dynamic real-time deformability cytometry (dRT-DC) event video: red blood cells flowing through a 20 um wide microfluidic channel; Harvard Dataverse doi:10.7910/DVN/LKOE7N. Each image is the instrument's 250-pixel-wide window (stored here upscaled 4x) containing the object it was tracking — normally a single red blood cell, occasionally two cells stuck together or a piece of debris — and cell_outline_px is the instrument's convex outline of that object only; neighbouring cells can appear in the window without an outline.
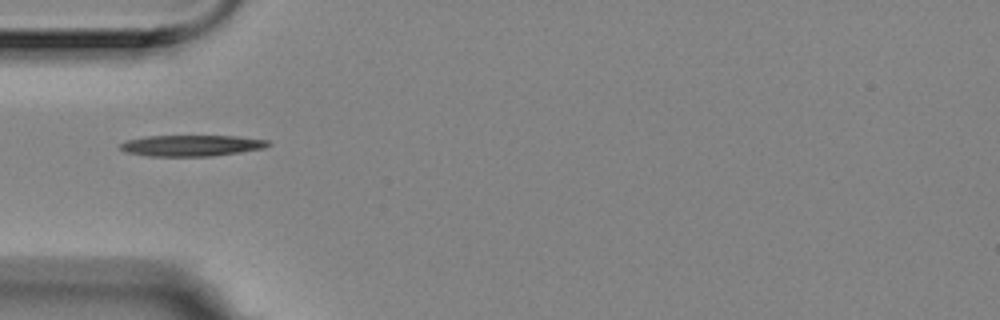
{"species": "Egyptian fruit bat (a non-hibernating species)", "species_latin": "Rousettus aegyptiacus", "temperature_condition": "room temperature", "stored_images_in_passage": 29, "camera_frame_rate_fps": 3000, "um_per_image_px": 0.085, "animal": {"sex": "female"}, "frame": {"image": 1, "passage_image": 1, "time_ms": 0.0, "image_size_px": [1000, 320], "cell_outline_px": [[272, 144], [264, 148], [240, 152], [212, 156], [148, 156], [124, 152], [120, 148], [120, 144], [128, 140], [144, 136], [236, 136], [268, 140]], "centroid_in_image_um": [16.28, 12.37], "position_along_channel_um": 68.7, "area_um2": 18.21}}
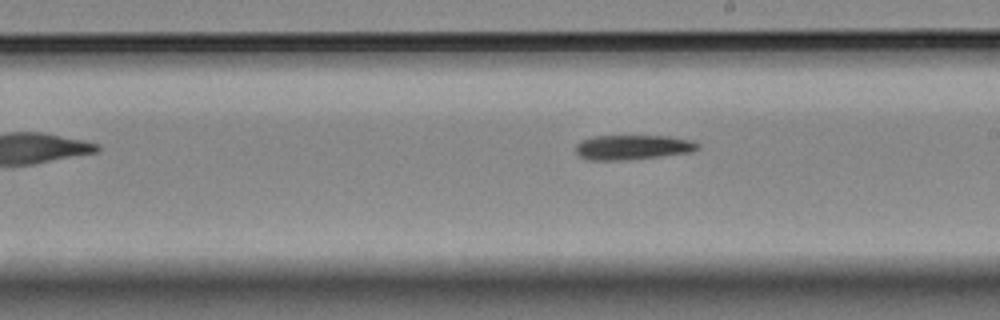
{"frame": {"image": 2, "passage_image": 15, "time_ms": 4.667, "image_size_px": [1000, 320], "cell_outline_px": [[700, 148], [692, 152], [628, 160], [588, 160], [580, 156], [576, 152], [576, 144], [580, 140], [592, 136], [668, 136], [692, 140], [700, 144]], "centroid_in_image_um": [53.78, 12.51], "position_along_channel_um": 235.2, "area_um2": 17.74}}
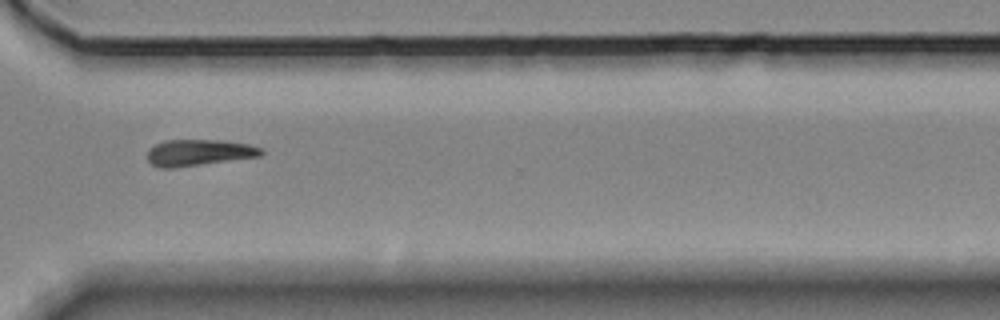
{"frame": {"image": 3, "passage_image": 25, "time_ms": 8.0, "image_size_px": [1000, 320], "cell_outline_px": [[264, 152], [260, 156], [172, 168], [160, 168], [152, 164], [148, 160], [148, 148], [164, 140], [220, 140], [248, 144], [264, 148]], "centroid_in_image_um": [16.9, 12.96], "position_along_channel_um": 353.7, "area_um2": 17.4}, "authors_computed_cell_mechanics": {"area_um2": 17.629, "velocity_mm_per_s": 3.5474, "shape_relaxation_time_tau1_ms": 3.6577, "shape_relaxation_time_tau2_ms": null, "deformation_change_tau1": 0.1218, "deformation_change_tau2": null}}